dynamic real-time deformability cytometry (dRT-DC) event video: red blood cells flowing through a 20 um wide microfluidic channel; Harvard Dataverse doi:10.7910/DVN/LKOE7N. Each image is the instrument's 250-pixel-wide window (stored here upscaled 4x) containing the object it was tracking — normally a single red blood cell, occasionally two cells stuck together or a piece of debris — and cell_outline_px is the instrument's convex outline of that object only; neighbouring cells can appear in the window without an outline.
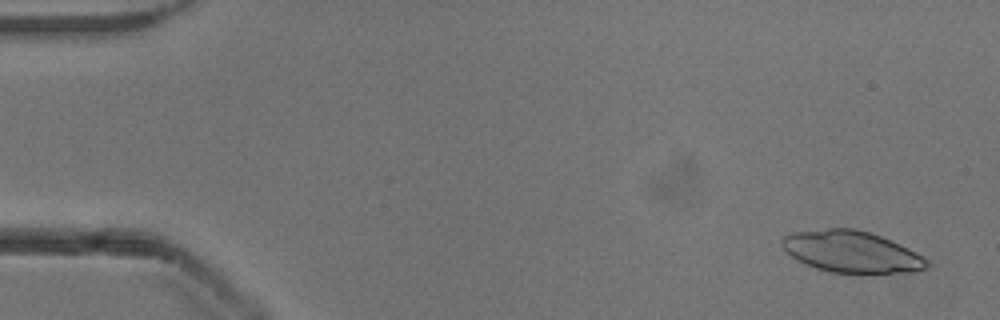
{"species": "common noctule bat (a hibernating species)", "species_latin": "Nyctalus noctula", "temperature_condition": "cold", "stored_images_in_passage": 12, "camera_frame_rate_fps": 3000, "um_per_image_px": 0.085, "animal": {"sex": "male", "body_mass_g": 13.3}, "frame": {"image": 1, "passage_image": 1, "time_ms": 0.0, "image_size_px": [1000, 320], "cell_outline_px": [[928, 268], [908, 272], [860, 276], [832, 272], [816, 268], [804, 264], [796, 260], [780, 244], [780, 240], [784, 236], [792, 232], [828, 228], [852, 228], [868, 232], [880, 236], [900, 244], [924, 256], [928, 260]], "centroid_in_image_um": [72.39, 21.44], "position_along_channel_um": 12.6, "area_um2": 35.89}}